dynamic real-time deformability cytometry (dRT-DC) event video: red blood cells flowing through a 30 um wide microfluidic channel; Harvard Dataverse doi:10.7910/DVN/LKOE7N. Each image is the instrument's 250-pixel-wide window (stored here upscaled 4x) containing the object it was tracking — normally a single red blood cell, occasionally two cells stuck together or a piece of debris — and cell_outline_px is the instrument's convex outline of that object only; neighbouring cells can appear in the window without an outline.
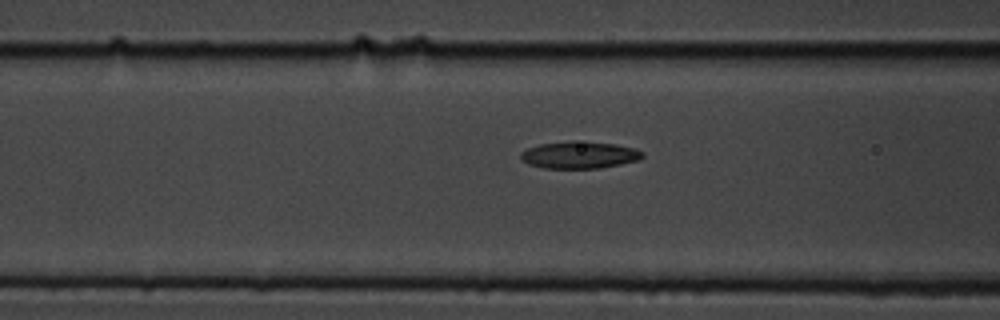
{"species": "common noctule bat (a hibernating species)", "species_latin": "Nyctalus noctula", "temperature_condition": "cold", "stored_images_in_passage": 18, "camera_frame_rate_fps": 3000, "um_per_image_px": 0.085, "animal": {"sex": "male", "body_mass_g": 19.5, "forearm_length_mm": 54.6}, "frame": {"image": 1, "passage_image": 16, "time_ms": 5.0, "image_size_px": [1000, 320], "cell_outline_px": [[644, 156], [640, 160], [600, 168], [544, 168], [528, 164], [520, 160], [520, 152], [528, 148], [540, 144], [572, 140], [616, 144], [632, 148], [644, 152]], "centroid_in_image_um": [49.23, 13.17], "position_along_channel_um": 117.4, "area_um2": 19.31}}